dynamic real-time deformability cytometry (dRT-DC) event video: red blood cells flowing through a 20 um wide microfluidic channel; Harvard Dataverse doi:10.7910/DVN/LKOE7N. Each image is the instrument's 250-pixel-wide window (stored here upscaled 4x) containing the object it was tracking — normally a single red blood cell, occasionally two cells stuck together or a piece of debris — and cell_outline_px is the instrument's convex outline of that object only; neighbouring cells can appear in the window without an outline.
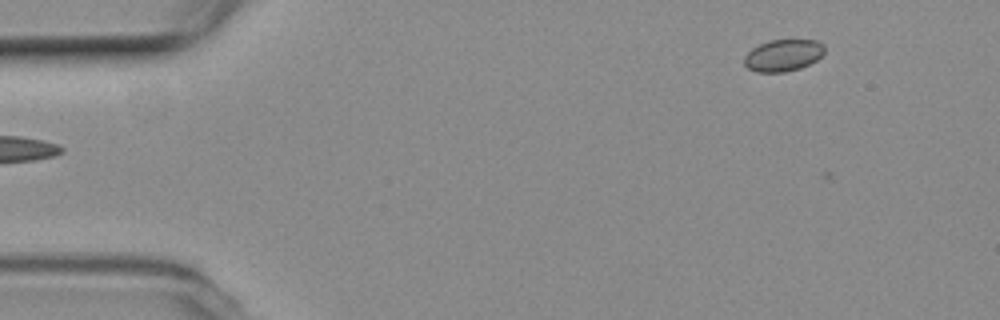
{"species": "common noctule bat (a hibernating species)", "species_latin": "Nyctalus noctula", "temperature_condition": "room temperature", "stored_images_in_passage": 6, "camera_frame_rate_fps": 3000, "um_per_image_px": 0.085, "animal": {"sex": "female", "body_mass_g": 19.3, "forearm_length_mm": 54.1}, "frame": {"image": 1, "passage_image": 3, "time_ms": 0.667, "image_size_px": [1000, 320], "cell_outline_px": [[824, 52], [816, 60], [800, 68], [784, 72], [756, 72], [748, 68], [744, 64], [744, 56], [752, 48], [768, 40], [816, 40], [824, 44]], "centroid_in_image_um": [66.55, 4.7], "position_along_channel_um": 18.4, "area_um2": 14.85}}